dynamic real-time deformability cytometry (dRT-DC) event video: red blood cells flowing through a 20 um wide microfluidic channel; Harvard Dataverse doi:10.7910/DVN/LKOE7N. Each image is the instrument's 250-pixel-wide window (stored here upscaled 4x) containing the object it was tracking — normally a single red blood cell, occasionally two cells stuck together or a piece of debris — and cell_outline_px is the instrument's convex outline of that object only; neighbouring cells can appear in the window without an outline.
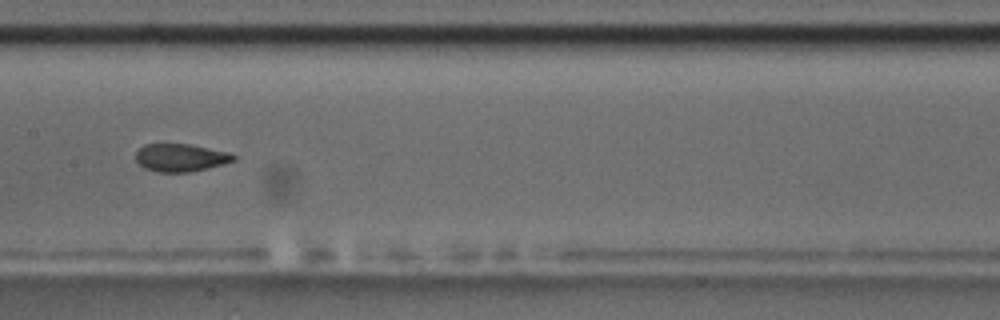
{"species": "common noctule bat (a hibernating species)", "species_latin": "Nyctalus noctula", "temperature_condition": "room temperature", "stored_images_in_passage": 7, "camera_frame_rate_fps": 3000, "um_per_image_px": 0.085, "animal": {"sex": "male", "body_mass_g": 17.5, "forearm_length_mm": 52.3}, "frame": {"image": 1, "passage_image": 7, "time_ms": 8.0, "image_size_px": [1000, 320], "cell_outline_px": [[236, 160], [224, 164], [188, 172], [156, 172], [144, 168], [136, 160], [136, 152], [144, 144], [188, 144], [228, 152], [236, 156]], "centroid_in_image_um": [15.34, 13.4], "position_along_channel_um": 192.1, "area_um2": 15.72}}